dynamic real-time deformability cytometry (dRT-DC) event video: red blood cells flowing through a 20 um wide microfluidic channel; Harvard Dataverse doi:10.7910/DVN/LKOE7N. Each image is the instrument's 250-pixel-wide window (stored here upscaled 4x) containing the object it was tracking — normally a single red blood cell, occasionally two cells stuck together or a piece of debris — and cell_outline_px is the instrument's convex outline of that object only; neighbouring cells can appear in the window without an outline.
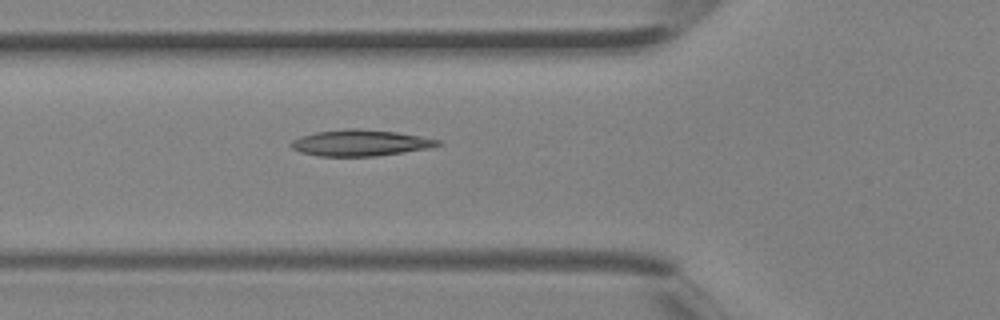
{"species": "Egyptian fruit bat (a non-hibernating species)", "species_latin": "Rousettus aegyptiacus", "temperature_condition": "room temperature", "stored_images_in_passage": 6, "segment_of_instrument_passage": [1, 2], "camera_frame_rate_fps": 3000, "um_per_image_px": 0.085, "animal": {"sex": "female"}, "frame": {"image": 1, "passage_image": 5, "time_ms": 1.333, "image_size_px": [1000, 320], "cell_outline_px": [[444, 144], [432, 148], [376, 156], [320, 156], [300, 152], [292, 148], [288, 144], [292, 140], [300, 136], [316, 132], [348, 128], [356, 128], [396, 132], [420, 136], [440, 140]], "centroid_in_image_um": [30.64, 12.14], "position_along_channel_um": 95.2, "area_um2": 22.54}}